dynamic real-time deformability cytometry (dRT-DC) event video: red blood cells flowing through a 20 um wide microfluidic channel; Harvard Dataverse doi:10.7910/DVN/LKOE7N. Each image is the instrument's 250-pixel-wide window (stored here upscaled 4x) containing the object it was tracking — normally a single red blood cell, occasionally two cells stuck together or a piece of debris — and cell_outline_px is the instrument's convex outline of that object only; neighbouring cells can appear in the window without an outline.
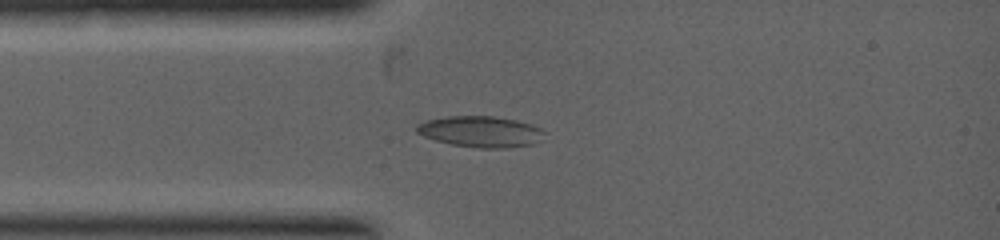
{"species": "common noctule bat (a hibernating species)", "species_latin": "Nyctalus noctula", "temperature_condition": "warm", "stored_images_in_passage": 6, "camera_frame_rate_fps": 5000, "um_per_image_px": 0.085, "animal": {"sex": "female", "body_mass_g": 19.0, "forearm_length_mm": 53.3}, "frame": {"image": 1, "passage_image": 4, "time_ms": 1.4, "image_size_px": [1000, 240], "cell_outline_px": [[544, 132], [540, 140], [532, 144], [504, 148], [480, 148], [452, 144], [436, 140], [424, 136], [416, 132], [416, 124], [428, 120], [448, 116], [492, 116], [516, 120], [532, 124], [540, 128]], "centroid_in_image_um": [40.85, 11.18], "position_along_channel_um": 44.2, "area_um2": 22.89}}
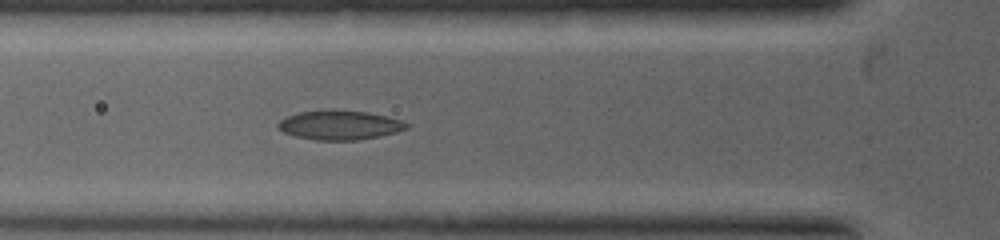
{"frame": {"image": 2, "passage_image": 6, "time_ms": 2.2, "image_size_px": [1000, 240], "cell_outline_px": [[408, 128], [396, 132], [380, 136], [356, 140], [316, 140], [296, 136], [284, 132], [276, 124], [280, 120], [288, 116], [300, 112], [324, 108], [332, 108], [368, 112], [400, 120], [408, 124]], "centroid_in_image_um": [28.85, 10.61], "position_along_channel_um": 96.9, "area_um2": 22.08}}